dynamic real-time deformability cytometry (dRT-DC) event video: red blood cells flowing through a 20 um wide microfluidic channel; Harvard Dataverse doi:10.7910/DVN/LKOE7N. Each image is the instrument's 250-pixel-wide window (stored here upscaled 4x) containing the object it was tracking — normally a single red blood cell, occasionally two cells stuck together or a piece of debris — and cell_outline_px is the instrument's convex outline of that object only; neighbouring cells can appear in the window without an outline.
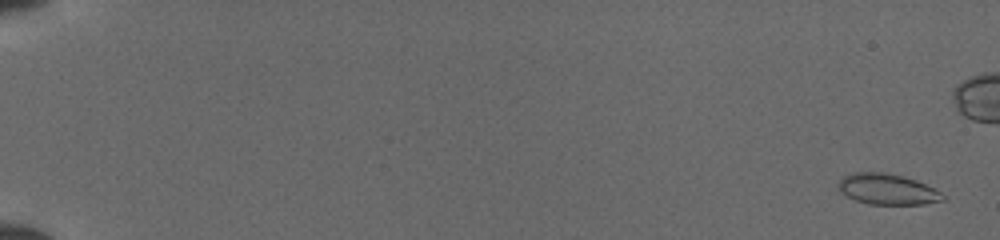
{"species": "common noctule bat (a hibernating species)", "species_latin": "Nyctalus noctula", "temperature_condition": "cold", "stored_images_in_passage": 53, "segment_of_instrument_passage": [1, 2], "camera_frame_rate_fps": 3000, "um_per_image_px": 0.085, "animal": {"sex": "female", "body_mass_g": 19.5, "forearm_length_mm": 54.1}, "frame": {"image": 1, "passage_image": 2, "time_ms": 0.333, "image_size_px": [1000, 240], "cell_outline_px": [[944, 200], [924, 204], [868, 204], [856, 200], [840, 192], [836, 184], [844, 176], [852, 172], [884, 172], [904, 176], [916, 180], [940, 192], [944, 196]], "centroid_in_image_um": [75.38, 16.07], "position_along_channel_um": 9.6, "area_um2": 18.67}}
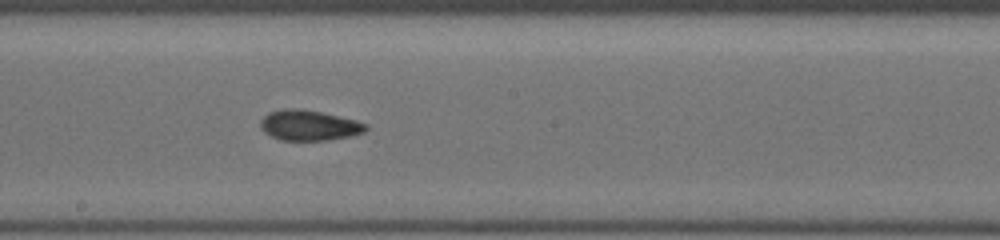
{"frame": {"image": 2, "passage_image": 31, "time_ms": 10.0, "image_size_px": [1000, 240], "cell_outline_px": [[368, 128], [364, 132], [352, 136], [328, 140], [280, 140], [264, 132], [260, 128], [260, 120], [268, 112], [320, 112], [368, 124]], "centroid_in_image_um": [26.3, 10.72], "position_along_channel_um": 221.9, "area_um2": 17.63}}
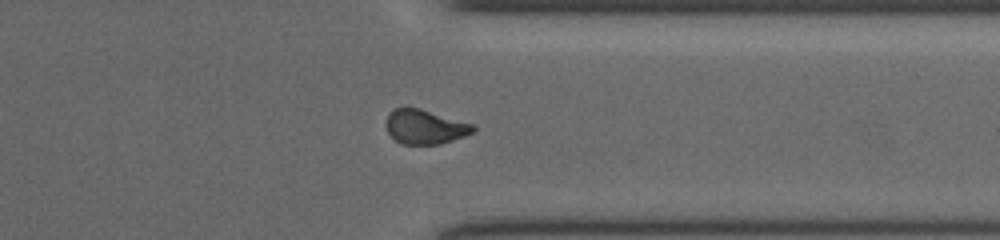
{"frame": {"image": 3, "passage_image": 42, "time_ms": 13.667, "image_size_px": [1000, 240], "cell_outline_px": [[476, 128], [472, 132], [464, 136], [440, 144], [400, 144], [388, 132], [388, 116], [396, 108], [420, 108], [472, 124]], "centroid_in_image_um": [36.15, 10.79], "position_along_channel_um": 375.3, "area_um2": 16.94}}